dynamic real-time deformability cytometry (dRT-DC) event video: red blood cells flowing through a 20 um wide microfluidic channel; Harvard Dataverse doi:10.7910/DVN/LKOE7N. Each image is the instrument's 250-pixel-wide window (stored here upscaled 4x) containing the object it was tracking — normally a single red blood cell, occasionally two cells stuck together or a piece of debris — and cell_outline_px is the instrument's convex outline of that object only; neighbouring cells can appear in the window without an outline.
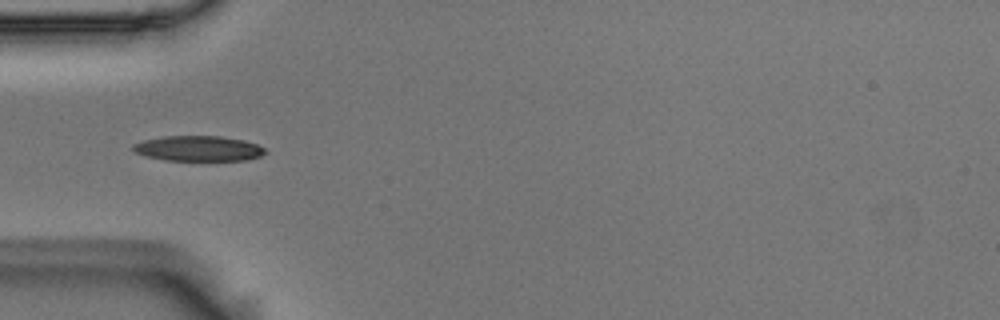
{"species": "Egyptian fruit bat (a non-hibernating species)", "species_latin": "Rousettus aegyptiacus", "temperature_condition": "room temperature", "stored_images_in_passage": 3, "camera_frame_rate_fps": 3000, "um_per_image_px": 0.085, "animal": {"sex": "male"}, "frame": {"image": 1, "passage_image": 2, "time_ms": 0.333, "image_size_px": [1000, 320], "cell_outline_px": [[268, 152], [260, 156], [244, 160], [164, 160], [144, 156], [136, 152], [132, 148], [132, 144], [144, 140], [164, 136], [220, 136], [244, 140], [256, 144], [264, 148]], "centroid_in_image_um": [16.85, 12.62], "position_along_channel_um": 68.1, "area_um2": 19.42}}